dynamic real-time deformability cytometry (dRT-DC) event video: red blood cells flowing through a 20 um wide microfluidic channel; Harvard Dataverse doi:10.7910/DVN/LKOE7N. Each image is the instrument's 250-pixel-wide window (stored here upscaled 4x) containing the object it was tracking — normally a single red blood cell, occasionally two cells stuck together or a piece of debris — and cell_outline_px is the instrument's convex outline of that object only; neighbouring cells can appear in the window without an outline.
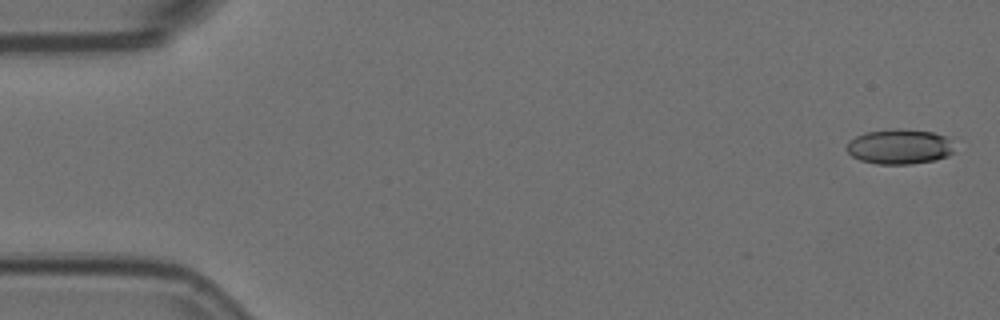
{"species": "Egyptian fruit bat (a non-hibernating species)", "species_latin": "Rousettus aegyptiacus", "temperature_condition": "room temperature", "stored_images_in_passage": 4, "camera_frame_rate_fps": 3000, "um_per_image_px": 0.085, "animal": {"sex": "female"}, "frame": {"image": 1, "passage_image": 1, "time_ms": 0.0, "image_size_px": [1000, 320], "cell_outline_px": [[952, 152], [948, 156], [936, 160], [912, 164], [876, 164], [860, 160], [852, 156], [848, 152], [848, 144], [856, 136], [864, 132], [892, 128], [900, 128], [932, 132], [944, 136], [948, 140], [952, 148]], "centroid_in_image_um": [76.44, 12.46], "position_along_channel_um": 8.6, "area_um2": 21.85}}